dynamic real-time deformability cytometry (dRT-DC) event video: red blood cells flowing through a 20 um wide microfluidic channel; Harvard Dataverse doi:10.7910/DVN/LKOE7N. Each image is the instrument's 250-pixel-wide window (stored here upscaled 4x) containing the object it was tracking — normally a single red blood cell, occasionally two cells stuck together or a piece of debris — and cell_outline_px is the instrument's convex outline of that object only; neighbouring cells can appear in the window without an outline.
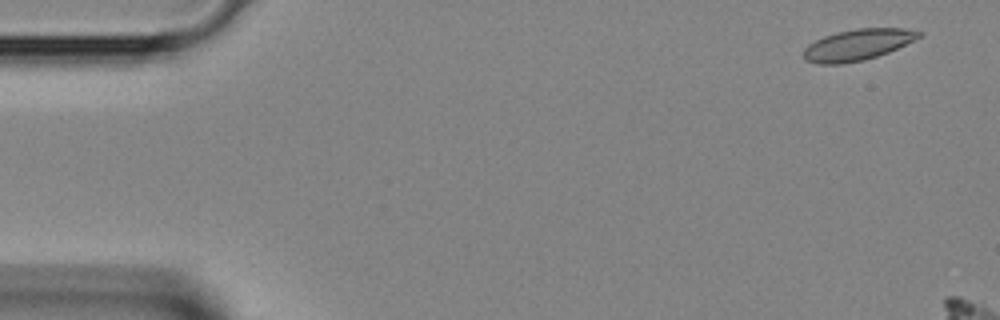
{"species": "Egyptian fruit bat (a non-hibernating species)", "species_latin": "Rousettus aegyptiacus", "temperature_condition": "room temperature", "stored_images_in_passage": 3, "camera_frame_rate_fps": 3000, "um_per_image_px": 0.085, "animal": {"sex": "female"}, "frame": {"image": 1, "passage_image": 1, "time_ms": 0.0, "image_size_px": [1000, 320], "cell_outline_px": [[924, 36], [888, 52], [864, 60], [840, 64], [816, 64], [804, 60], [804, 48], [808, 44], [824, 36], [836, 32], [856, 28], [904, 28], [924, 32]], "centroid_in_image_um": [72.91, 3.8], "position_along_channel_um": 12.1, "area_um2": 21.1}}
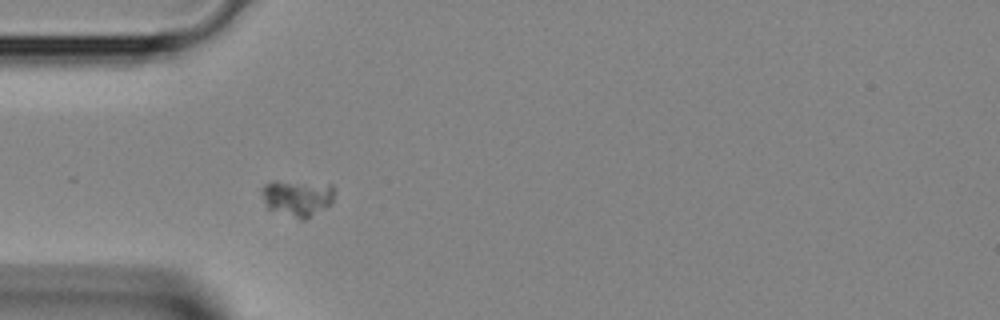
{"frame": {"image": 2, "passage_image": 3, "time_ms": 0.667, "image_size_px": [1000, 320], "cell_outline_px": [[332, 204], [304, 220], [300, 220], [268, 208], [260, 192], [260, 188], [264, 184], [272, 180], [276, 180], [332, 184]], "centroid_in_image_um": [25.24, 16.8], "position_along_channel_um": 59.8, "area_um2": 15.55}}